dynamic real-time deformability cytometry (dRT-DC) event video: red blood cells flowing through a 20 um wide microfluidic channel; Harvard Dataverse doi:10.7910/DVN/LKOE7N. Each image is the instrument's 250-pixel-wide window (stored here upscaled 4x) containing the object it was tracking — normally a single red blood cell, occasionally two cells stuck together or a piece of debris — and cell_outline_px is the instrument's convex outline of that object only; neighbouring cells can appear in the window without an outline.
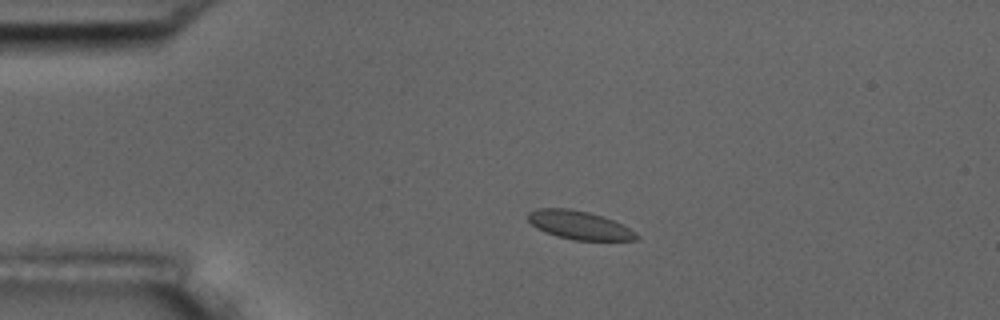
{"species": "common noctule bat (a hibernating species)", "species_latin": "Nyctalus noctula", "temperature_condition": "room temperature", "stored_images_in_passage": 6, "camera_frame_rate_fps": 3000, "um_per_image_px": 0.085, "animal": {"sex": "male", "body_mass_g": 17.5, "forearm_length_mm": 52.3}, "frame": {"image": 1, "passage_image": 3, "time_ms": 3.333, "image_size_px": [1000, 320], "cell_outline_px": [[640, 240], [572, 240], [556, 236], [544, 232], [536, 228], [528, 220], [528, 212], [536, 208], [568, 208], [588, 212], [604, 216], [636, 232], [640, 236]], "centroid_in_image_um": [49.22, 19.14], "position_along_channel_um": 35.8, "area_um2": 18.09}}
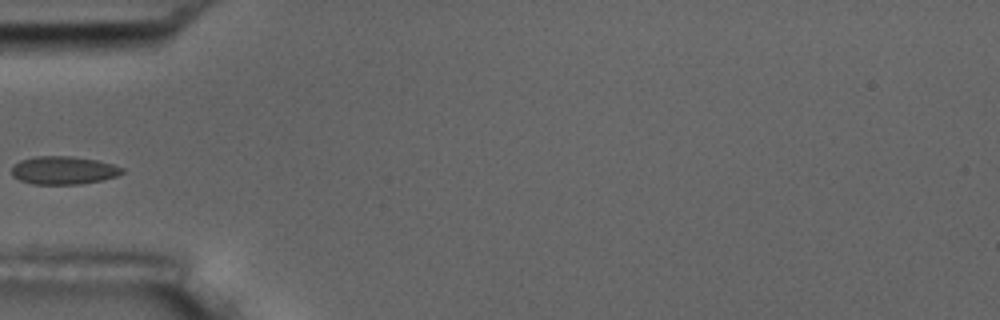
{"frame": {"image": 2, "passage_image": 5, "time_ms": 5.667, "image_size_px": [1000, 320], "cell_outline_px": [[124, 172], [116, 176], [100, 180], [80, 184], [32, 184], [20, 180], [12, 176], [12, 168], [20, 160], [36, 156], [72, 156], [96, 160], [112, 164], [124, 168]], "centroid_in_image_um": [5.39, 14.47], "position_along_channel_um": 79.6, "area_um2": 17.98}}